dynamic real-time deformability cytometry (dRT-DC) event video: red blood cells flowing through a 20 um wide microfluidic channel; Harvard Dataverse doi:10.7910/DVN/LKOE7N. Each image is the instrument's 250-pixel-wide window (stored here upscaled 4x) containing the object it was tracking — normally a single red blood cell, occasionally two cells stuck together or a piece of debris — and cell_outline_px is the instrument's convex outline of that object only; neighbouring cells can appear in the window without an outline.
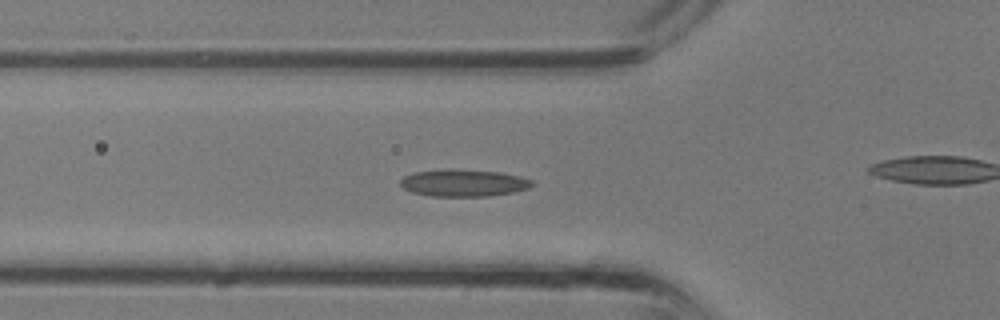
{"species": "common noctule bat (a hibernating species)", "species_latin": "Nyctalus noctula", "temperature_condition": "room temperature", "stored_images_in_passage": 36, "camera_frame_rate_fps": 3000, "um_per_image_px": 0.085, "animal": {"sex": "male", "body_mass_g": 13.3}, "frame": {"image": 1, "passage_image": 12, "time_ms": 3.667, "image_size_px": [1000, 320], "cell_outline_px": [[532, 184], [528, 188], [512, 192], [488, 196], [432, 196], [412, 192], [404, 188], [400, 184], [400, 180], [404, 176], [412, 172], [448, 168], [500, 172], [520, 176], [532, 180]], "centroid_in_image_um": [39.36, 15.53], "position_along_channel_um": 86.4, "area_um2": 20.81}}
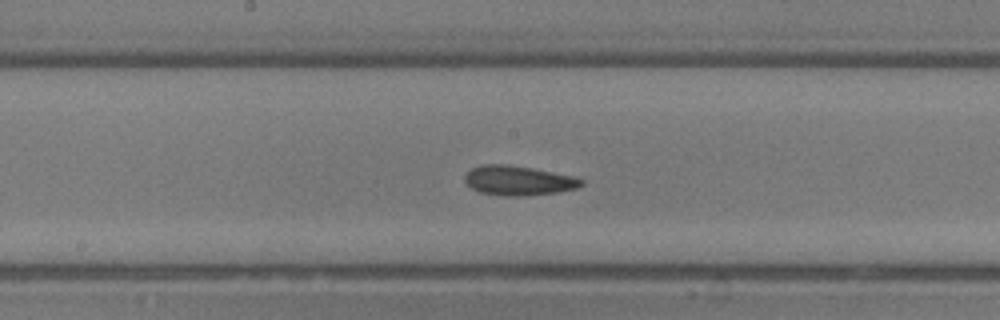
{"frame": {"image": 2, "passage_image": 18, "time_ms": 5.667, "image_size_px": [1000, 320], "cell_outline_px": [[584, 184], [576, 188], [556, 192], [524, 196], [504, 196], [480, 192], [472, 188], [464, 180], [464, 176], [472, 168], [480, 164], [508, 164], [532, 168], [576, 176], [584, 180]], "centroid_in_image_um": [44.07, 15.34], "position_along_channel_um": 204.1, "area_um2": 20.17}}
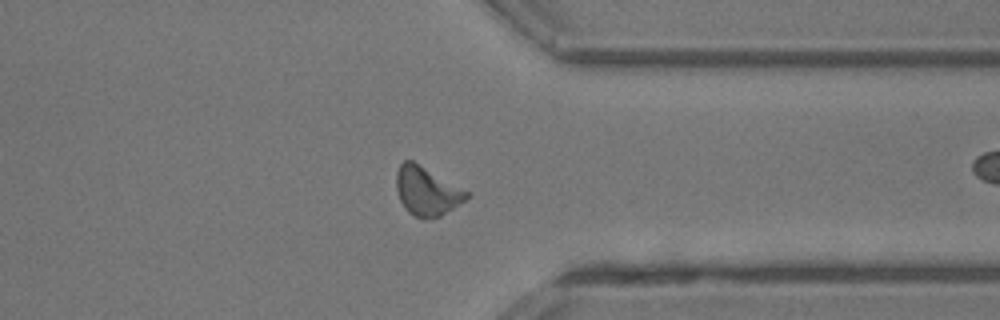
{"frame": {"image": 3, "passage_image": 27, "time_ms": 8.667, "image_size_px": [1000, 320], "cell_outline_px": [[472, 192], [464, 200], [440, 216], [416, 216], [408, 212], [404, 208], [400, 200], [396, 188], [396, 172], [400, 164], [404, 160], [412, 160]], "centroid_in_image_um": [36.27, 16.19], "position_along_channel_um": 375.1, "area_um2": 19.71}}